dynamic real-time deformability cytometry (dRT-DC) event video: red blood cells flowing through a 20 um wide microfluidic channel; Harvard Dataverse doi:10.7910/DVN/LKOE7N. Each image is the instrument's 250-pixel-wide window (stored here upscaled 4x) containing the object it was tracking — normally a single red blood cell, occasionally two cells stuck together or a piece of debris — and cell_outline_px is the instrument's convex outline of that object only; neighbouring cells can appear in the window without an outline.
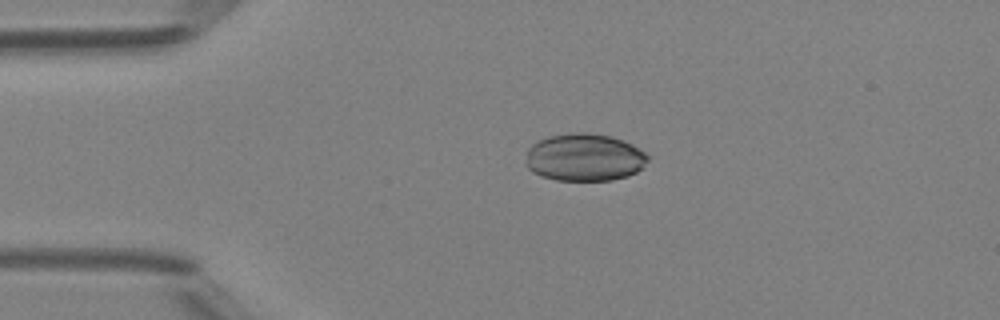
{"species": "Egyptian fruit bat (a non-hibernating species)", "species_latin": "Rousettus aegyptiacus", "temperature_condition": "room temperature", "stored_images_in_passage": 39, "camera_frame_rate_fps": 3000, "um_per_image_px": 0.085, "animal": {"sex": "female"}, "frame": {"image": 1, "passage_image": 1, "time_ms": 0.0, "image_size_px": [1000, 320], "cell_outline_px": [[648, 160], [644, 168], [628, 176], [612, 180], [556, 180], [540, 176], [532, 172], [524, 164], [528, 148], [532, 144], [548, 136], [576, 132], [588, 132], [612, 136], [624, 140], [632, 144], [644, 152], [648, 156]], "centroid_in_image_um": [49.67, 13.38], "position_along_channel_um": 35.3, "area_um2": 34.22}}
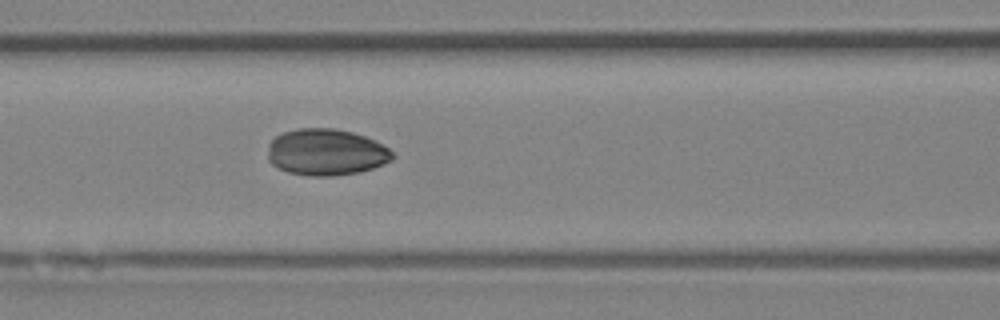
{"frame": {"image": 2, "passage_image": 11, "time_ms": 3.333, "image_size_px": [1000, 320], "cell_outline_px": [[396, 156], [392, 160], [384, 164], [360, 172], [332, 176], [308, 176], [288, 172], [272, 164], [268, 160], [268, 144], [276, 136], [284, 132], [300, 128], [336, 128], [352, 132], [376, 140], [388, 148]], "centroid_in_image_um": [27.74, 12.94], "position_along_channel_um": 138.9, "area_um2": 33.99}}
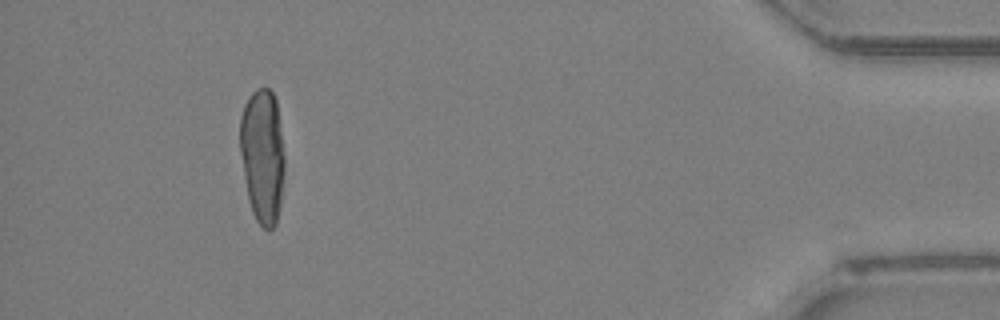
{"frame": {"image": 3, "passage_image": 35, "time_ms": 11.333, "image_size_px": [1000, 320], "cell_outline_px": [[284, 172], [280, 208], [276, 224], [268, 232], [256, 220], [252, 212], [248, 200], [240, 152], [240, 116], [244, 104], [248, 96], [256, 88], [268, 88], [272, 92], [276, 100], [284, 156]], "centroid_in_image_um": [22.3, 13.26], "position_along_channel_um": 412.9, "area_um2": 35.08}}